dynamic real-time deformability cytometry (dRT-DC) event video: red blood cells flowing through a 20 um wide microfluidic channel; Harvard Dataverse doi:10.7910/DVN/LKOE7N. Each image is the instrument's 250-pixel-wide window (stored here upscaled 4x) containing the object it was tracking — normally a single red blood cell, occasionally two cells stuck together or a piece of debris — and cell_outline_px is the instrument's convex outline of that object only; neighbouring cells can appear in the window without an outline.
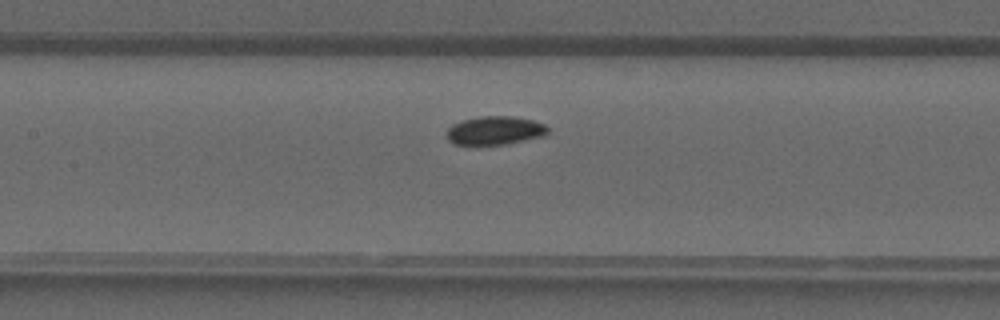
{"species": "common noctule bat (a hibernating species)", "species_latin": "Nyctalus noctula", "temperature_condition": "warm", "stored_images_in_passage": 35, "camera_frame_rate_fps": 3000, "um_per_image_px": 0.085, "animal": {"sex": "male", "forearm_length_mm": 52.5}, "frame": {"image": 1, "passage_image": 13, "time_ms": 4.0, "image_size_px": [1000, 320], "cell_outline_px": [[548, 132], [544, 136], [504, 144], [456, 144], [448, 140], [448, 128], [452, 124], [460, 120], [480, 116], [512, 116], [532, 120], [544, 124], [548, 128]], "centroid_in_image_um": [42.07, 11.07], "position_along_channel_um": 165.3, "area_um2": 16.65}}
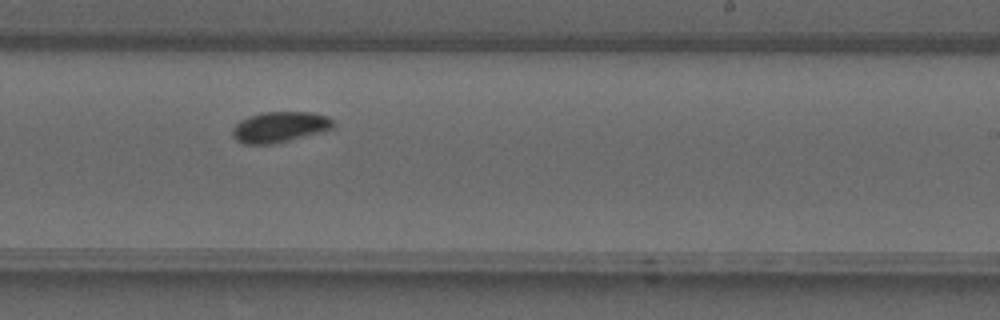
{"frame": {"image": 2, "passage_image": 19, "time_ms": 6.0, "image_size_px": [1000, 320], "cell_outline_px": [[336, 128], [272, 144], [244, 144], [236, 140], [232, 136], [232, 128], [240, 120], [248, 116], [264, 112], [312, 112], [328, 116], [336, 124]], "centroid_in_image_um": [23.78, 10.79], "position_along_channel_um": 265.2, "area_um2": 18.09}}
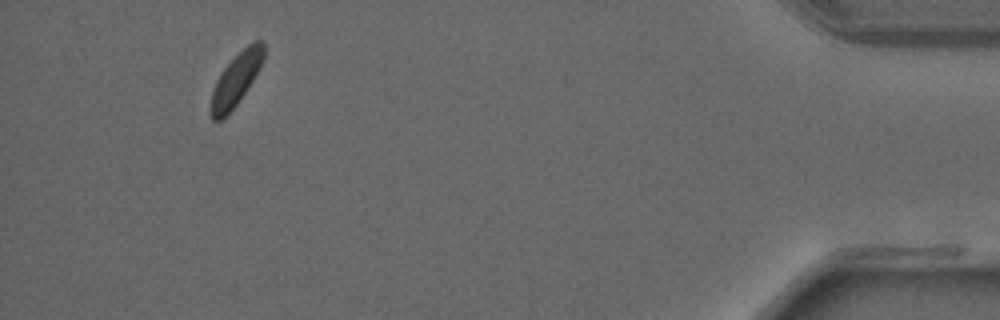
{"frame": {"image": 3, "passage_image": 32, "time_ms": 10.333, "image_size_px": [1000, 320], "cell_outline_px": [[264, 60], [252, 80], [236, 104], [220, 120], [212, 120], [212, 88], [216, 80], [224, 68], [252, 40], [264, 40]], "centroid_in_image_um": [20.09, 6.68], "position_along_channel_um": 415.1, "area_um2": 15.49}}